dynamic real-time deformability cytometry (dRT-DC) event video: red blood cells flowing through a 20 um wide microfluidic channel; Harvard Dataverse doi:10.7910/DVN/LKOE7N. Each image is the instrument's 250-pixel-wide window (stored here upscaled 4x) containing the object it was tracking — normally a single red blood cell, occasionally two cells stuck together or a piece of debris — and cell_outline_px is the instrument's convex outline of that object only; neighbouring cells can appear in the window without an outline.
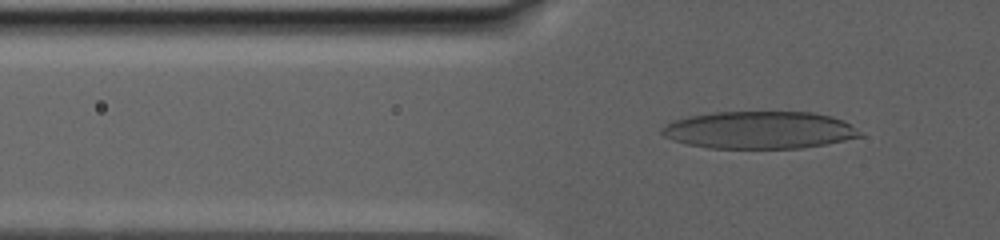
{"species": "human", "species_latin": "Homo sapiens", "temperature_condition": "warm", "stored_images_in_passage": 112, "camera_frame_rate_fps": 3000, "um_per_image_px": 0.085, "donor": {"sex": "male"}, "frame": {"image": 1, "passage_image": 29, "time_ms": 10.0, "image_size_px": [1000, 240], "cell_outline_px": [[864, 136], [824, 144], [800, 148], [708, 148], [684, 144], [664, 136], [660, 132], [660, 128], [676, 120], [688, 116], [716, 112], [812, 112], [832, 116], [844, 120], [860, 132]], "centroid_in_image_um": [64.54, 11.05], "position_along_channel_um": 61.3, "area_um2": 43.12}}
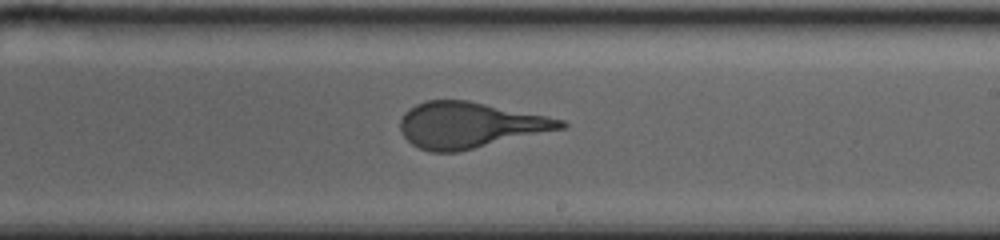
{"frame": {"image": 2, "passage_image": 62, "time_ms": 18.0, "image_size_px": [1000, 240], "cell_outline_px": [[568, 124], [564, 128], [460, 152], [432, 152], [420, 148], [412, 144], [404, 136], [400, 128], [400, 120], [404, 112], [416, 104], [428, 100], [468, 100], [564, 120]], "centroid_in_image_um": [39.91, 10.64], "position_along_channel_um": 249.1, "area_um2": 42.66}}
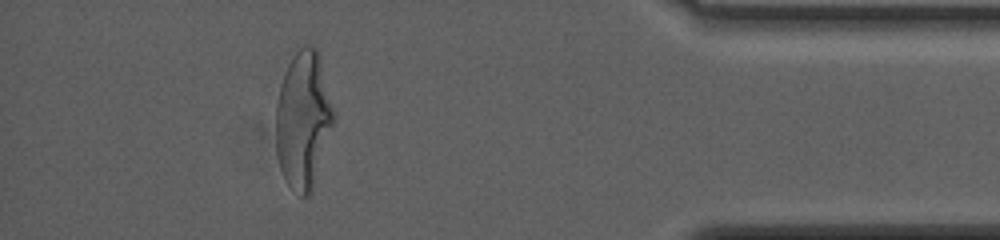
{"frame": {"image": 3, "passage_image": 102, "time_ms": 25.667, "image_size_px": [1000, 240], "cell_outline_px": [[336, 116], [312, 192], [308, 196], [300, 196], [288, 184], [280, 168], [276, 152], [276, 104], [280, 84], [284, 72], [292, 56], [304, 44], [312, 44], [316, 48], [320, 56]], "centroid_in_image_um": [25.78, 10.16], "position_along_channel_um": 409.4, "area_um2": 46.59}}